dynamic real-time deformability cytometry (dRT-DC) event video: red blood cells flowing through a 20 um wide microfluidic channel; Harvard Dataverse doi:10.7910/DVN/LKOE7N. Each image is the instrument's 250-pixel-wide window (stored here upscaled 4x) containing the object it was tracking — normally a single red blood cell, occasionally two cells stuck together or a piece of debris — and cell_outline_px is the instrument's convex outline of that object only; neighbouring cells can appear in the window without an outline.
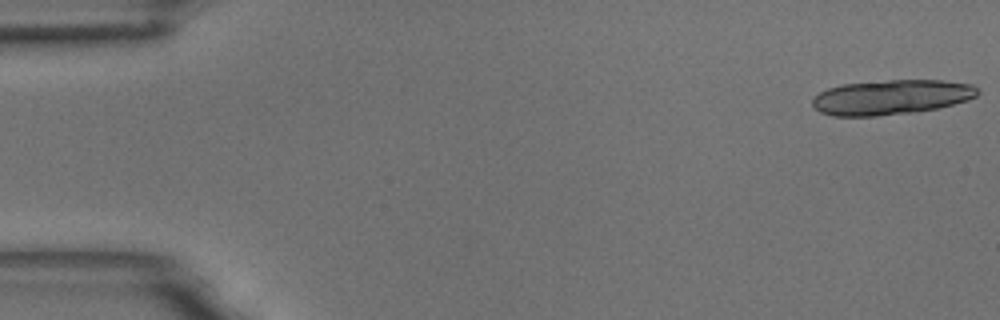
{"species": "common noctule bat (a hibernating species)", "species_latin": "Nyctalus noctula", "temperature_condition": "room temperature", "stored_images_in_passage": 15, "camera_frame_rate_fps": 3000, "um_per_image_px": 0.085, "animal": {"sex": "male", "body_mass_g": 18.8}, "frame": {"image": 1, "passage_image": 1, "time_ms": 0.0, "image_size_px": [1000, 320], "cell_outline_px": [[980, 92], [976, 96], [968, 100], [936, 108], [912, 112], [876, 116], [832, 116], [820, 112], [812, 104], [812, 100], [820, 92], [828, 88], [840, 84], [888, 80], [940, 80], [972, 84], [980, 88]], "centroid_in_image_um": [75.76, 8.25], "position_along_channel_um": 9.2, "area_um2": 33.52}}